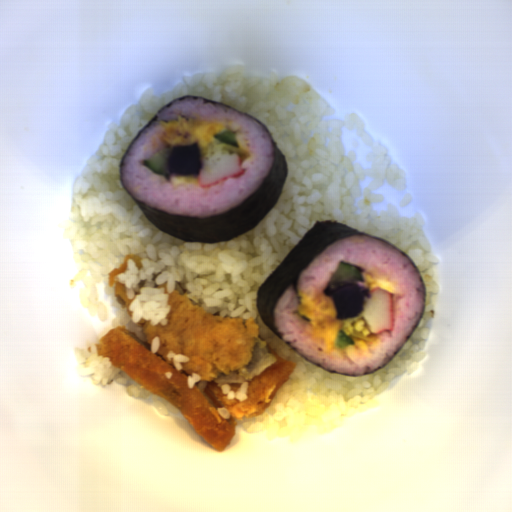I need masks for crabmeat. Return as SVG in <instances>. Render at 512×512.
Instances as JSON below:
<instances>
[{
    "label": "crabmeat",
    "mask_w": 512,
    "mask_h": 512,
    "mask_svg": "<svg viewBox=\"0 0 512 512\" xmlns=\"http://www.w3.org/2000/svg\"><path fill=\"white\" fill-rule=\"evenodd\" d=\"M361 315L372 334L394 331V293L380 287L372 289L370 298L364 296Z\"/></svg>",
    "instance_id": "2"
},
{
    "label": "crabmeat",
    "mask_w": 512,
    "mask_h": 512,
    "mask_svg": "<svg viewBox=\"0 0 512 512\" xmlns=\"http://www.w3.org/2000/svg\"><path fill=\"white\" fill-rule=\"evenodd\" d=\"M220 142L216 138L208 145L204 155H201L202 168L198 174L197 185L202 189L222 184L229 179H237L248 169L243 167L244 161L242 162L239 154H230L218 147Z\"/></svg>",
    "instance_id": "1"
}]
</instances>
